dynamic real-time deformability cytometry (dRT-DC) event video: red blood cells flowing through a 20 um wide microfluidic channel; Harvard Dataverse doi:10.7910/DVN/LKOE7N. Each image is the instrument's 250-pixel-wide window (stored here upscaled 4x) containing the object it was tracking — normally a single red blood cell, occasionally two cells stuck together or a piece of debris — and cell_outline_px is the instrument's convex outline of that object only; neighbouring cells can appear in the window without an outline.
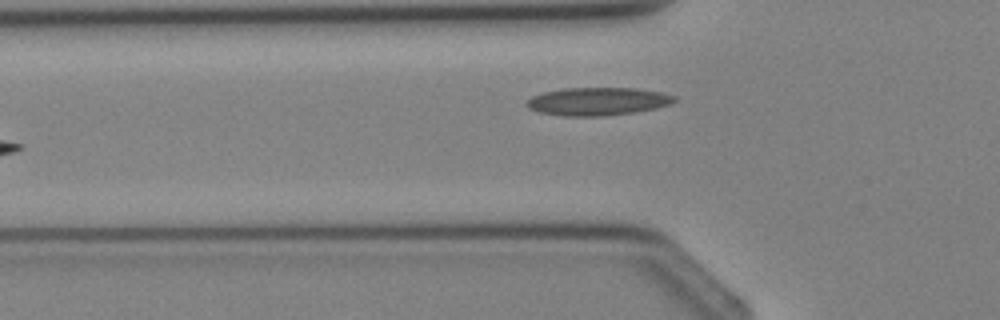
{"species": "Egyptian fruit bat (a non-hibernating species)", "species_latin": "Rousettus aegyptiacus", "temperature_condition": "cold", "stored_images_in_passage": 3, "camera_frame_rate_fps": 3000, "um_per_image_px": 0.085, "animal": {"sex": "female"}, "frame": {"image": 1, "passage_image": 3, "time_ms": 2.333, "image_size_px": [1000, 320], "cell_outline_px": [[676, 100], [668, 104], [656, 108], [636, 112], [604, 116], [564, 116], [540, 112], [528, 108], [524, 104], [532, 96], [544, 92], [564, 88], [636, 88], [660, 92], [676, 96]], "centroid_in_image_um": [50.79, 8.62], "position_along_channel_um": 75.0, "area_um2": 24.04}}